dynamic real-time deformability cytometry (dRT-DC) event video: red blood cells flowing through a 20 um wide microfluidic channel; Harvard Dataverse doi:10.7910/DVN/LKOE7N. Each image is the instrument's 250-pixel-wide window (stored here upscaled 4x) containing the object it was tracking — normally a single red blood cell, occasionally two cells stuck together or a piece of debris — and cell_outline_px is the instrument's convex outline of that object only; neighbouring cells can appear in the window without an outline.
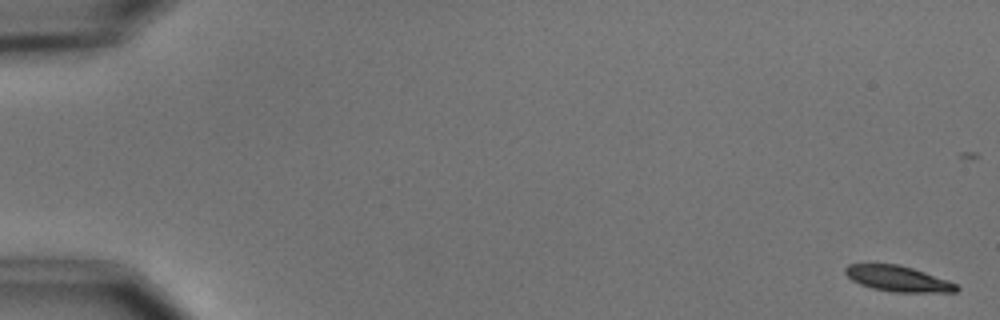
{"species": "common noctule bat (a hibernating species)", "species_latin": "Nyctalus noctula", "temperature_condition": "cold", "stored_images_in_passage": 57, "camera_frame_rate_fps": 3000, "um_per_image_px": 0.085, "animal": {"sex": "male", "body_mass_g": 15.6}, "frame": {"image": 1, "passage_image": 1, "time_ms": 0.0, "image_size_px": [1000, 320], "cell_outline_px": [[960, 288], [956, 292], [892, 292], [872, 288], [860, 284], [852, 280], [844, 272], [844, 268], [848, 264], [900, 264], [948, 280], [956, 284]], "centroid_in_image_um": [76.32, 23.69], "position_along_channel_um": 8.7, "area_um2": 16.59}}
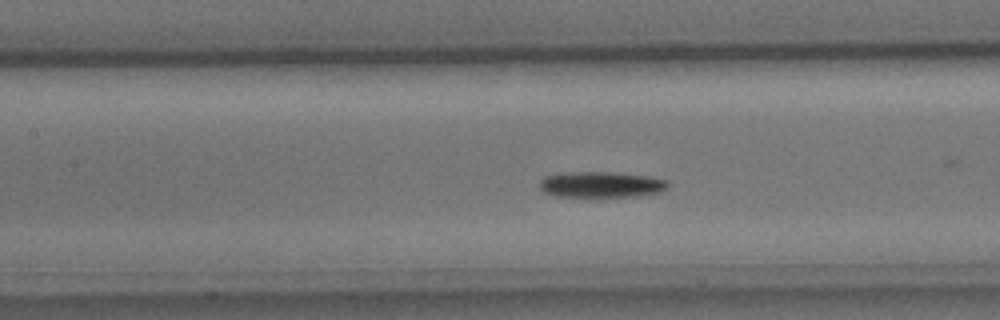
{"frame": {"image": 2, "passage_image": 26, "time_ms": 8.333, "image_size_px": [1000, 320], "cell_outline_px": [[668, 184], [660, 192], [636, 196], [556, 196], [544, 192], [540, 188], [540, 180], [544, 176], [560, 172], [612, 172], [648, 176], [668, 180]], "centroid_in_image_um": [51.05, 15.67], "position_along_channel_um": 156.3, "area_um2": 19.25}}
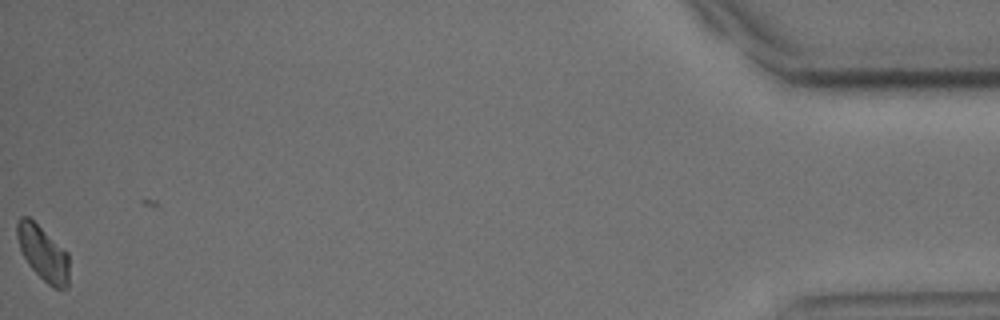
{"frame": {"image": 3, "passage_image": 56, "time_ms": 18.333, "image_size_px": [1000, 320], "cell_outline_px": [[68, 288], [60, 292], [52, 288], [28, 264], [20, 248], [16, 236], [16, 224], [20, 216], [28, 216], [68, 252]], "centroid_in_image_um": [3.67, 21.55], "position_along_channel_um": 431.5, "area_um2": 16.7}, "authors_computed_cell_mechanics": {"area_um2": 17.7446, "velocity_mm_per_s": 3.6498, "shape_relaxation_time_tau1_ms": 2.5809, "shape_relaxation_time_tau2_ms": null, "deformation_change_tau1": 0.1186, "deformation_change_tau2": null}}